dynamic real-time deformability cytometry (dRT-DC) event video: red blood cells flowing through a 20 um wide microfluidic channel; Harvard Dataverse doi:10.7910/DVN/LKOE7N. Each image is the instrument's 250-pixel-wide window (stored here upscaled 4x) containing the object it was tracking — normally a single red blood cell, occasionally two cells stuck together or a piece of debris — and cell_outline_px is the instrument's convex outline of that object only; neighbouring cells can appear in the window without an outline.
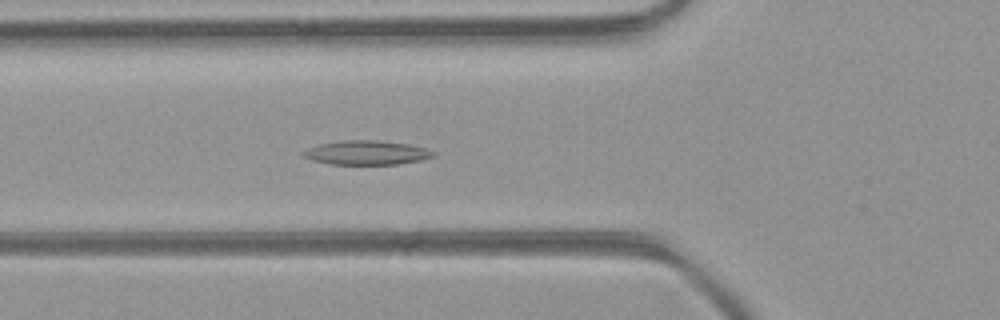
{"species": "common noctule bat (a hibernating species)", "species_latin": "Nyctalus noctula", "temperature_condition": "room temperature", "stored_images_in_passage": 42, "camera_frame_rate_fps": 3000, "um_per_image_px": 0.085, "animal": {"sex": "female", "body_mass_g": 21.9}, "frame": {"image": 1, "passage_image": 12, "time_ms": 3.667, "image_size_px": [1000, 320], "cell_outline_px": [[436, 156], [420, 160], [396, 164], [328, 164], [312, 160], [304, 156], [300, 152], [308, 148], [320, 144], [340, 140], [376, 140], [408, 144], [424, 148], [436, 152]], "centroid_in_image_um": [31.14, 12.97], "position_along_channel_um": 94.7, "area_um2": 18.26}}
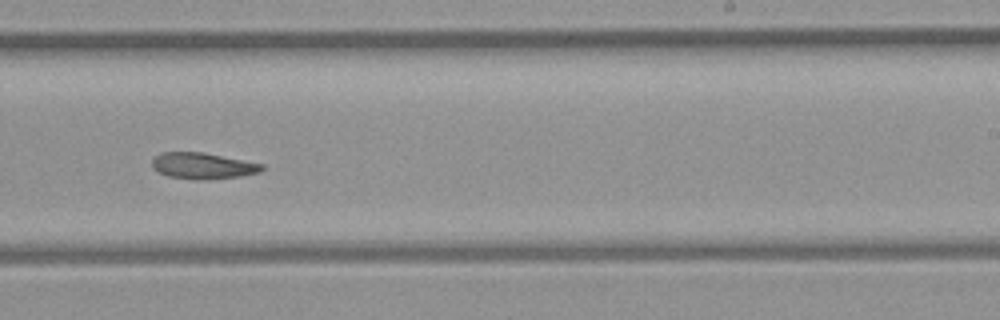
{"frame": {"image": 2, "passage_image": 24, "time_ms": 7.667, "image_size_px": [1000, 320], "cell_outline_px": [[264, 168], [260, 172], [240, 176], [204, 180], [196, 180], [168, 176], [152, 168], [152, 160], [160, 152], [204, 152], [264, 164]], "centroid_in_image_um": [17.24, 14.09], "position_along_channel_um": 271.8, "area_um2": 16.82}}
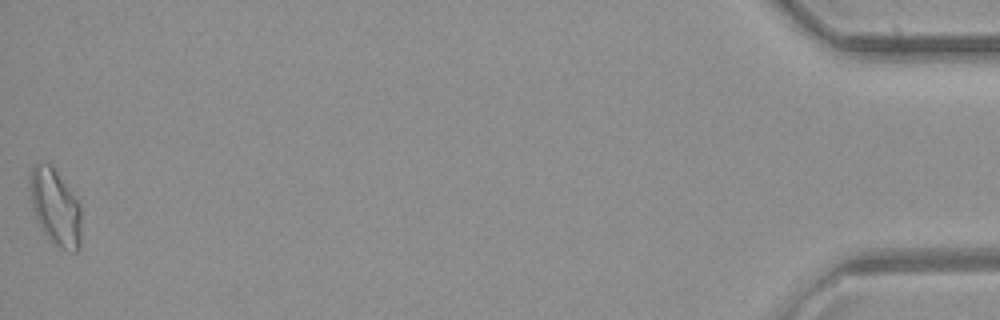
{"frame": {"image": 3, "passage_image": 42, "time_ms": 13.667, "image_size_px": [1000, 320], "cell_outline_px": [[80, 248], [76, 252], [72, 252], [60, 248], [52, 244], [44, 232], [36, 216], [32, 204], [28, 184], [28, 176], [32, 168], [40, 160], [48, 164], [56, 172], [80, 204]], "centroid_in_image_um": [4.68, 17.62], "position_along_channel_um": 430.5, "area_um2": 22.66}}